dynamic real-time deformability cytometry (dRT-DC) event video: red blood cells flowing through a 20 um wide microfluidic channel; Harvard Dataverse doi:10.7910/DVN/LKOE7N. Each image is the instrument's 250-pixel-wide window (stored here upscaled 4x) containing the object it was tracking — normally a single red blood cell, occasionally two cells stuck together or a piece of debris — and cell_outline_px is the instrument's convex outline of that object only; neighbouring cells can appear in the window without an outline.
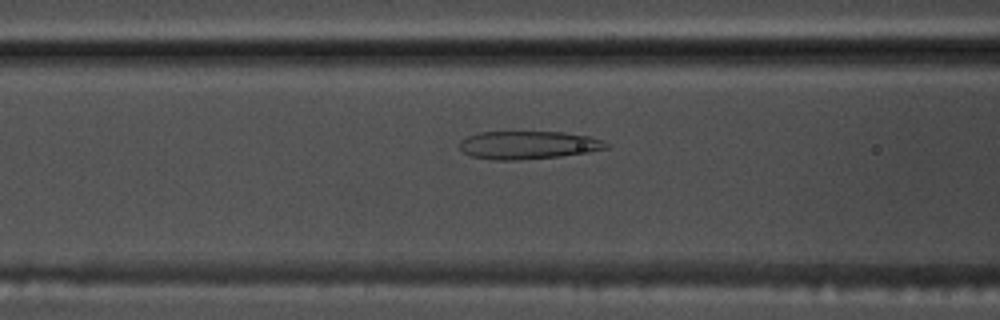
{"species": "common noctule bat (a hibernating species)", "species_latin": "Nyctalus noctula", "temperature_condition": "warm", "stored_images_in_passage": 54, "camera_frame_rate_fps": 3000, "um_per_image_px": 0.085, "animal": {"sex": "male", "body_mass_g": 17.5, "forearm_length_mm": 52.3}, "frame": {"image": 1, "passage_image": 21, "time_ms": 6.667, "image_size_px": [1000, 320], "cell_outline_px": [[612, 144], [608, 148], [588, 152], [560, 156], [516, 160], [496, 160], [472, 156], [464, 152], [460, 148], [460, 140], [468, 136], [480, 132], [564, 132], [588, 136], [604, 140]], "centroid_in_image_um": [44.95, 12.32], "position_along_channel_um": 121.7, "area_um2": 23.93}}
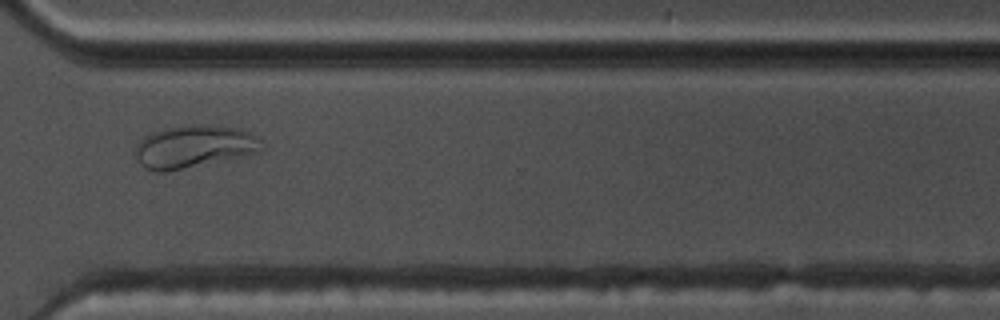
{"frame": {"image": 2, "passage_image": 40, "time_ms": 13.0, "image_size_px": [1000, 320], "cell_outline_px": [[264, 152], [168, 172], [156, 172], [144, 168], [140, 164], [136, 156], [136, 144], [144, 136], [168, 128], [200, 124], [236, 128], [248, 132], [256, 136], [260, 140], [264, 148]], "centroid_in_image_um": [16.52, 12.49], "position_along_channel_um": 354.1, "area_um2": 31.39}}
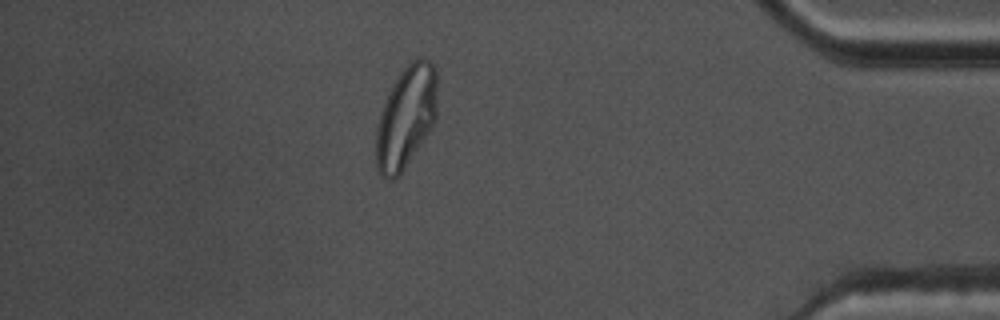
{"frame": {"image": 3, "passage_image": 47, "time_ms": 15.333, "image_size_px": [1000, 320], "cell_outline_px": [[436, 116], [428, 132], [400, 176], [392, 180], [380, 176], [376, 168], [376, 128], [384, 104], [400, 72], [416, 56], [420, 56], [428, 60], [436, 68]], "centroid_in_image_um": [34.5, 9.98], "position_along_channel_um": 400.7, "area_um2": 36.07}}